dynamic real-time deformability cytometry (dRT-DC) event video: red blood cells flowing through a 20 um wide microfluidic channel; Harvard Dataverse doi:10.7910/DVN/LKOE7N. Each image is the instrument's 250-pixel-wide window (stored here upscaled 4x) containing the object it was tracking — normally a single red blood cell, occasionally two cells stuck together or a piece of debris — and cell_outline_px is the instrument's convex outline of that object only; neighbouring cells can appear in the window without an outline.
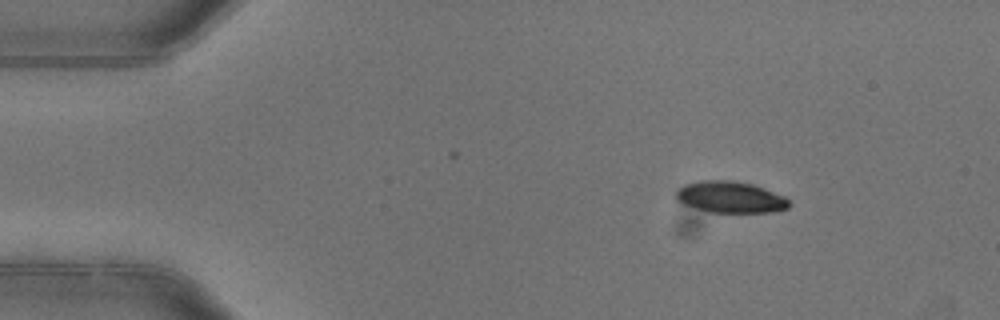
{"species": "common noctule bat (a hibernating species)", "species_latin": "Nyctalus noctula", "temperature_condition": "warm", "stored_images_in_passage": 3, "camera_frame_rate_fps": 3000, "um_per_image_px": 0.085, "animal": {"sex": "female"}, "frame": {"image": 1, "passage_image": 1, "time_ms": 0.0, "image_size_px": [1000, 320], "cell_outline_px": [[792, 204], [788, 208], [776, 212], [712, 212], [680, 204], [676, 200], [676, 188], [684, 184], [700, 180], [736, 180], [752, 184], [764, 188], [784, 196]], "centroid_in_image_um": [62.06, 16.75], "position_along_channel_um": 22.9, "area_um2": 21.04}}